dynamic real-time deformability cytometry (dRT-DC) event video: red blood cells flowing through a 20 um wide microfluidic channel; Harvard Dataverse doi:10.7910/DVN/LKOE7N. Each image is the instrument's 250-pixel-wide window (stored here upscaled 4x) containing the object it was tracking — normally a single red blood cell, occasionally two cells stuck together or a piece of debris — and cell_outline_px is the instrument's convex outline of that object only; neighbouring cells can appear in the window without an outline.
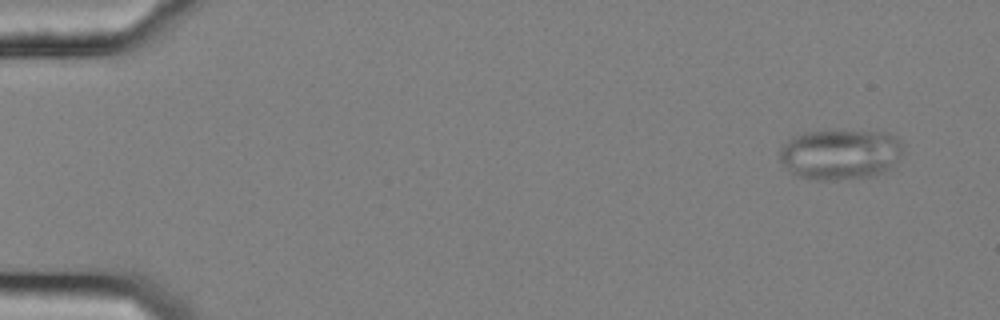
{"species": "common noctule bat (a hibernating species)", "species_latin": "Nyctalus noctula", "temperature_condition": "cold", "stored_images_in_passage": 57, "camera_frame_rate_fps": 3000, "um_per_image_px": 0.085, "animal": {"sex": "female", "body_mass_g": 25.1}, "frame": {"image": 1, "passage_image": 4, "time_ms": 1.0, "image_size_px": [1000, 320], "cell_outline_px": [[900, 156], [884, 172], [876, 176], [836, 180], [820, 180], [800, 176], [792, 172], [780, 160], [780, 148], [788, 140], [796, 136], [808, 132], [832, 128], [836, 128], [888, 132], [900, 140]], "centroid_in_image_um": [71.43, 13.07], "position_along_channel_um": 13.6, "area_um2": 36.65}}
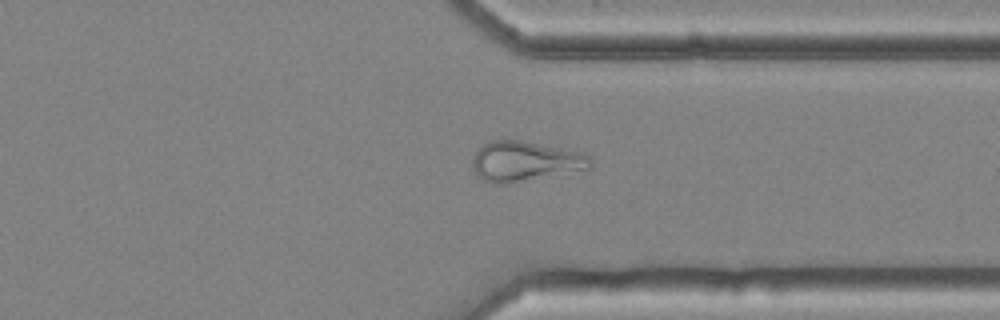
{"frame": {"image": 2, "passage_image": 44, "time_ms": 14.333, "image_size_px": [1000, 320], "cell_outline_px": [[592, 168], [508, 184], [492, 184], [484, 180], [472, 168], [472, 156], [480, 144], [488, 140], [520, 140], [584, 152], [592, 160]], "centroid_in_image_um": [44.61, 13.7], "position_along_channel_um": 366.8, "area_um2": 27.92}}
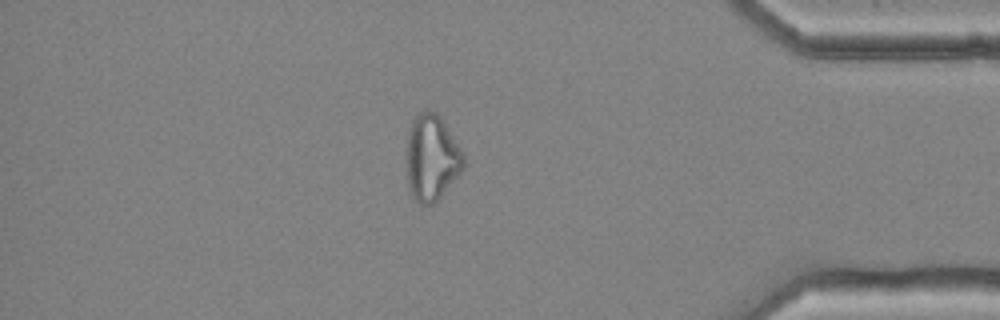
{"frame": {"image": 3, "passage_image": 49, "time_ms": 16.0, "image_size_px": [1000, 320], "cell_outline_px": [[464, 168], [440, 196], [432, 204], [420, 204], [412, 196], [408, 184], [408, 132], [412, 120], [420, 112], [436, 112], [464, 152]], "centroid_in_image_um": [36.71, 13.41], "position_along_channel_um": 398.5, "area_um2": 27.86}, "authors_computed_cell_mechanics": {"area_um2": 29.1312, "velocity_mm_per_s": 3.6211, "shape_relaxation_time_tau1_ms": null, "shape_relaxation_time_tau2_ms": 2.7148, "deformation_change_tau1": null, "deformation_change_tau2": 0.0963}}